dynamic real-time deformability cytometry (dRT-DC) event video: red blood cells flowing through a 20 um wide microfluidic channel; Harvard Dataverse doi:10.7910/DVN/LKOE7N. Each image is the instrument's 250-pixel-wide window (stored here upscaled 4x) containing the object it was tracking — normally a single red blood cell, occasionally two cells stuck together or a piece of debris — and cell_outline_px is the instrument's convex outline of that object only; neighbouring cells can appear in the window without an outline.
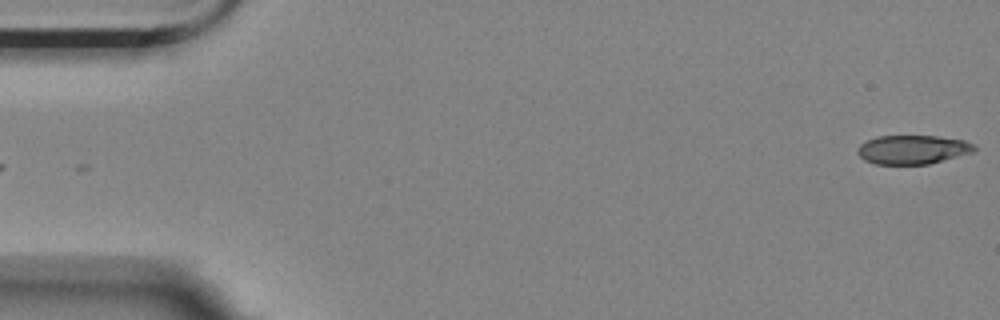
{"species": "Egyptian fruit bat (a non-hibernating species)", "species_latin": "Rousettus aegyptiacus", "temperature_condition": "room temperature", "stored_images_in_passage": 5, "camera_frame_rate_fps": 3000, "um_per_image_px": 0.085, "animal": {"sex": "female"}, "frame": {"image": 1, "passage_image": 5, "time_ms": 1.333, "image_size_px": [1000, 320], "cell_outline_px": [[976, 152], [928, 164], [876, 164], [864, 160], [856, 152], [856, 148], [860, 144], [876, 136], [940, 136], [964, 140], [972, 144], [976, 148]], "centroid_in_image_um": [77.58, 12.71], "position_along_channel_um": 7.4, "area_um2": 19.83}}